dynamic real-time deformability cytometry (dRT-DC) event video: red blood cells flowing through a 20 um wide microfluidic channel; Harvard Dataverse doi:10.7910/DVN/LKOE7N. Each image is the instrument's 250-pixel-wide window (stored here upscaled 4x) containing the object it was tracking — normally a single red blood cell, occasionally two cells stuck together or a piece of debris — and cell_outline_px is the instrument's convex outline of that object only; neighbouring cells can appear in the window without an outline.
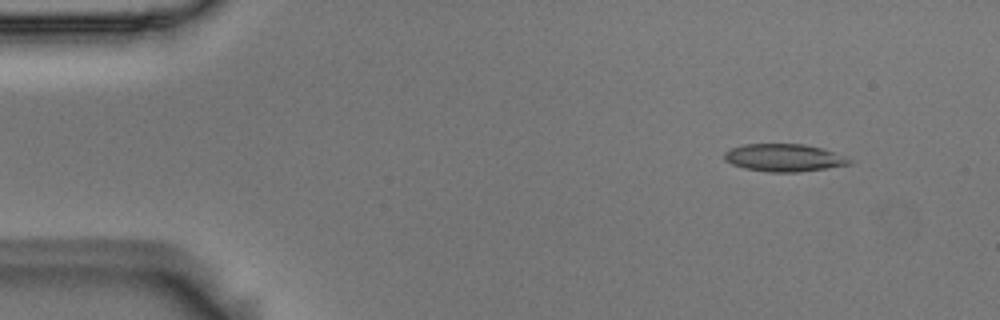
{"species": "Egyptian fruit bat (a non-hibernating species)", "species_latin": "Rousettus aegyptiacus", "temperature_condition": "room temperature", "stored_images_in_passage": 4, "camera_frame_rate_fps": 3000, "um_per_image_px": 0.085, "animal": {"sex": "male"}, "frame": {"image": 1, "passage_image": 1, "time_ms": 0.0, "image_size_px": [1000, 320], "cell_outline_px": [[852, 164], [800, 172], [768, 172], [744, 168], [732, 164], [724, 160], [724, 152], [732, 148], [744, 144], [804, 144], [820, 148], [832, 152], [852, 160]], "centroid_in_image_um": [66.6, 13.41], "position_along_channel_um": 18.4, "area_um2": 19.94}}